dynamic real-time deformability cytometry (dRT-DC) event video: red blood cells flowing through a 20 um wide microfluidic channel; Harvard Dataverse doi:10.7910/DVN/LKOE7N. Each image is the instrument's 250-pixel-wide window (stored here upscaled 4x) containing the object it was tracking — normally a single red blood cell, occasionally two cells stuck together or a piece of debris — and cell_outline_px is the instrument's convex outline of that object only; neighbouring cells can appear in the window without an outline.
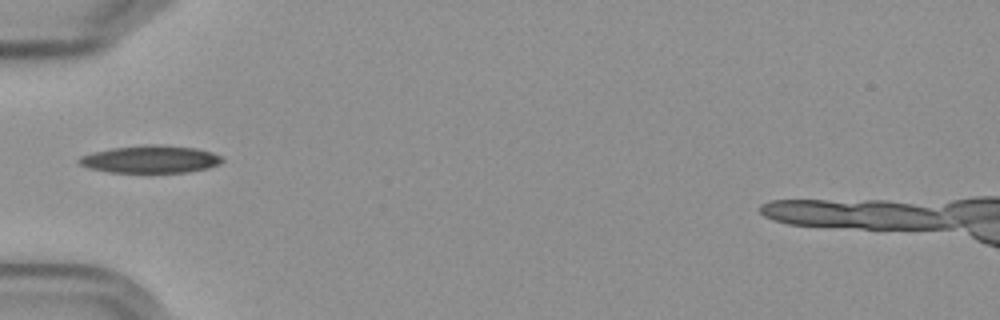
{"species": "Egyptian fruit bat (a non-hibernating species)", "species_latin": "Rousettus aegyptiacus", "temperature_condition": "cold", "stored_images_in_passage": 22, "camera_frame_rate_fps": 3000, "um_per_image_px": 0.085, "frame": {"image": 1, "passage_image": 1, "time_ms": 0.0, "image_size_px": [1000, 320], "cell_outline_px": [[224, 160], [220, 164], [208, 168], [188, 172], [108, 172], [88, 168], [80, 164], [76, 160], [80, 156], [92, 152], [112, 148], [144, 144], [156, 144], [196, 148], [212, 152], [220, 156]], "centroid_in_image_um": [12.77, 13.53], "position_along_channel_um": 72.2, "area_um2": 23.06}}
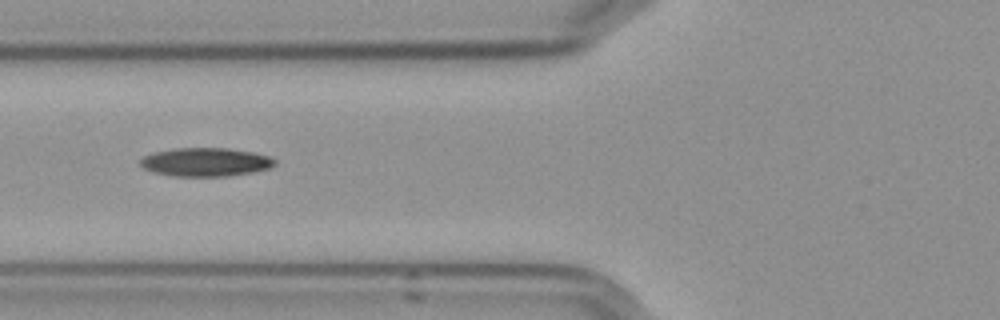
{"frame": {"image": 2, "passage_image": 4, "time_ms": 1.0, "image_size_px": [1000, 320], "cell_outline_px": [[276, 164], [268, 168], [252, 172], [228, 176], [172, 176], [152, 172], [144, 168], [140, 164], [140, 160], [144, 156], [152, 152], [172, 148], [228, 148], [252, 152], [268, 156], [276, 160]], "centroid_in_image_um": [17.44, 13.77], "position_along_channel_um": 108.4, "area_um2": 22.43}}